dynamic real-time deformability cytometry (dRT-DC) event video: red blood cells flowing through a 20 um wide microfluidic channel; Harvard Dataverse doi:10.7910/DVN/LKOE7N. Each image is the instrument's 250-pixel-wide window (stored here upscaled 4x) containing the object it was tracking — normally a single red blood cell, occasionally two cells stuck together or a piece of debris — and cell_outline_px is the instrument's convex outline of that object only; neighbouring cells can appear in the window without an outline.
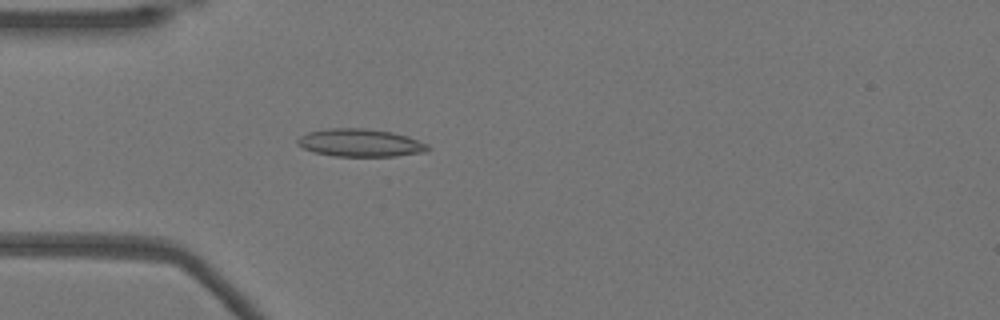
{"species": "Egyptian fruit bat (a non-hibernating species)", "species_latin": "Rousettus aegyptiacus", "temperature_condition": "warm", "stored_images_in_passage": 51, "camera_frame_rate_fps": 3000, "um_per_image_px": 0.085, "animal": {"sex": "female"}, "frame": {"image": 1, "passage_image": 14, "time_ms": 4.333, "image_size_px": [1000, 320], "cell_outline_px": [[428, 152], [396, 156], [336, 156], [316, 152], [304, 148], [296, 144], [296, 140], [300, 136], [308, 132], [328, 128], [364, 128], [392, 132], [408, 136], [428, 144]], "centroid_in_image_um": [30.64, 12.13], "position_along_channel_um": 54.4, "area_um2": 21.1}}
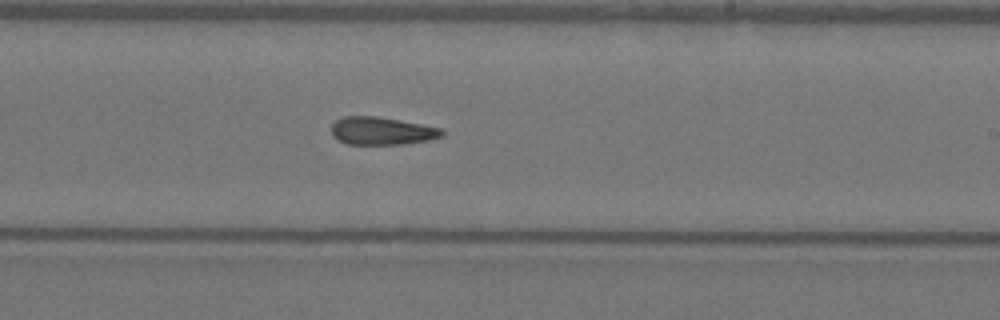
{"frame": {"image": 2, "passage_image": 30, "time_ms": 9.667, "image_size_px": [1000, 320], "cell_outline_px": [[444, 136], [428, 140], [404, 144], [348, 144], [336, 140], [332, 136], [332, 124], [336, 120], [344, 116], [376, 116], [444, 128]], "centroid_in_image_um": [32.46, 11.13], "position_along_channel_um": 256.5, "area_um2": 18.03}}
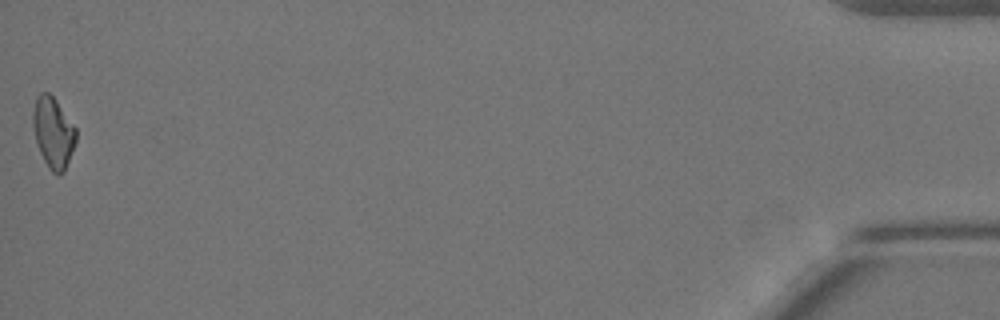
{"frame": {"image": 3, "passage_image": 51, "time_ms": 16.667, "image_size_px": [1000, 320], "cell_outline_px": [[76, 140], [64, 172], [60, 176], [56, 176], [48, 168], [40, 152], [32, 128], [32, 112], [36, 96], [40, 92], [48, 92], [56, 100], [76, 128]], "centroid_in_image_um": [4.5, 11.27], "position_along_channel_um": 430.7, "area_um2": 17.86}, "authors_computed_cell_mechanics": {"area_um2": 18.6116, "velocity_mm_per_s": 3.8993, "shape_relaxation_time_tau1_ms": null, "shape_relaxation_time_tau2_ms": 5.6675, "deformation_change_tau1": null, "deformation_change_tau2": 0.158}}